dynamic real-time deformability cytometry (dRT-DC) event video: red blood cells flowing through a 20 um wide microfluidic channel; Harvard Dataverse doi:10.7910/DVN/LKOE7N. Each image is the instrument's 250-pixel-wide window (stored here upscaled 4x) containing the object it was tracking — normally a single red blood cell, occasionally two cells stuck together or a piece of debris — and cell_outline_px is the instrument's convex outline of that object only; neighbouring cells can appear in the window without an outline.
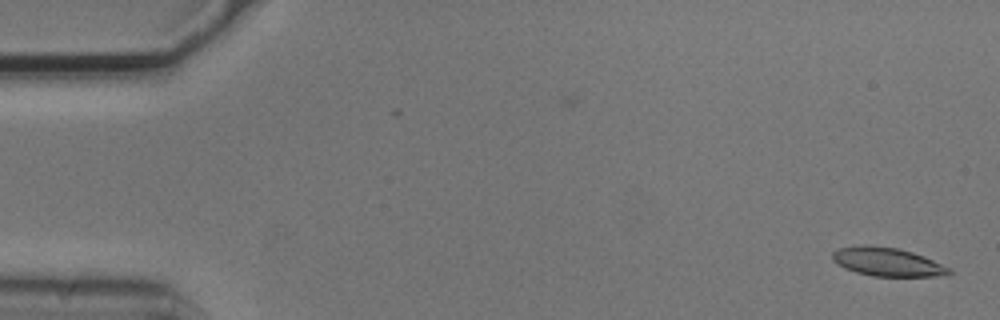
{"species": "common noctule bat (a hibernating species)", "species_latin": "Nyctalus noctula", "temperature_condition": "cold", "stored_images_in_passage": 2, "camera_frame_rate_fps": 3000, "um_per_image_px": 0.085, "animal": {"sex": "male", "body_mass_g": 20.5, "forearm_length_mm": 52.5}, "frame": {"image": 1, "passage_image": 2, "time_ms": 0.333, "image_size_px": [1000, 320], "cell_outline_px": [[952, 272], [948, 276], [872, 276], [856, 272], [844, 268], [832, 260], [832, 252], [840, 248], [860, 244], [872, 244], [896, 248], [912, 252], [924, 256], [952, 268]], "centroid_in_image_um": [75.44, 22.25], "position_along_channel_um": 9.6, "area_um2": 19.71}}